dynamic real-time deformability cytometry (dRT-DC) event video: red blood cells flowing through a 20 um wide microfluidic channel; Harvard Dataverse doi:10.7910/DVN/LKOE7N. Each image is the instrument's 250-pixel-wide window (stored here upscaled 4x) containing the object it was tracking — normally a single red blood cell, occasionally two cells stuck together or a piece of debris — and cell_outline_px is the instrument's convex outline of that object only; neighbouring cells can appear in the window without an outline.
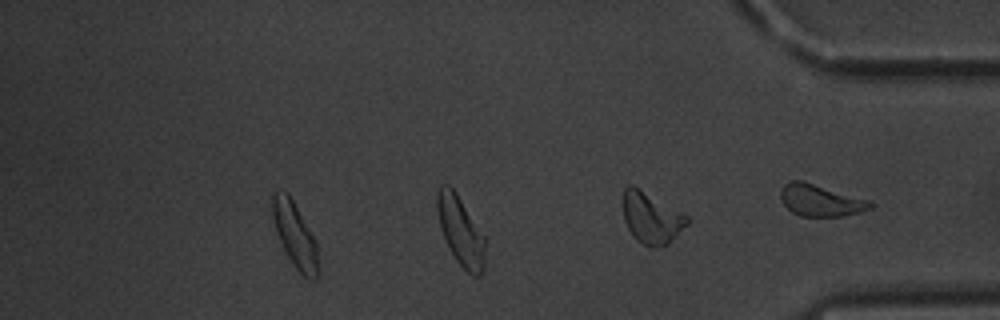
{"species": "common noctule bat (a hibernating species)", "species_latin": "Nyctalus noctula", "temperature_condition": "warm", "stored_images_in_passage": 34, "camera_frame_rate_fps": 3000, "um_per_image_px": 0.085, "animal": {"sex": "male", "body_mass_g": 20.1, "forearm_length_mm": 53.5}, "frame": {"image": 1, "passage_image": 29, "time_ms": 9.333, "image_size_px": [1000, 320], "cell_outline_px": [[320, 272], [316, 280], [308, 280], [292, 264], [276, 232], [272, 216], [272, 192], [288, 192], [316, 240]], "centroid_in_image_um": [25.1, 20.02], "position_along_channel_um": 410.1, "area_um2": 17.46}, "authors_computed_cell_mechanics": {"area_um2": 17.3111, "velocity_mm_per_s": 3.3236, "shape_relaxation_time_tau1_ms": 2.3799, "shape_relaxation_time_tau2_ms": 3.0307, "deformation_change_tau1": 0.1261, "deformation_change_tau2": 0.1139}}